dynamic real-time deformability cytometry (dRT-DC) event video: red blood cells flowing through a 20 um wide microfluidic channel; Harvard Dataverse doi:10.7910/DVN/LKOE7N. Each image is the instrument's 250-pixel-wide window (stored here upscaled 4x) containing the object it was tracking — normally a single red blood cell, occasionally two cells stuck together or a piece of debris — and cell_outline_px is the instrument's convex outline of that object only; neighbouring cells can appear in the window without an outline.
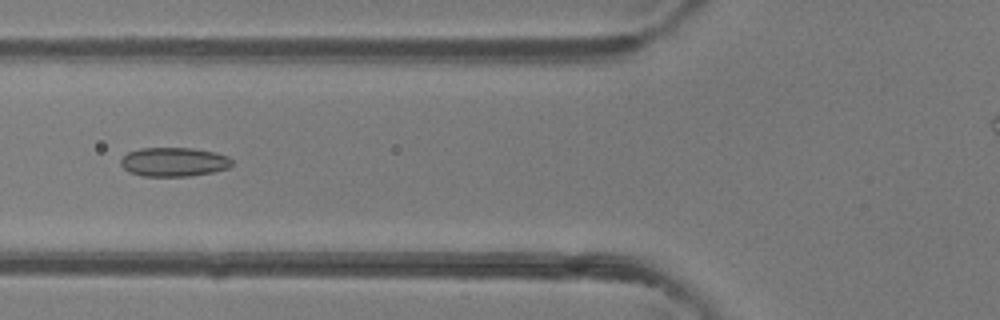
{"species": "common noctule bat (a hibernating species)", "species_latin": "Nyctalus noctula", "temperature_condition": "room temperature", "stored_images_in_passage": 43, "camera_frame_rate_fps": 3000, "um_per_image_px": 0.085, "animal": {"sex": "female"}, "frame": {"image": 1, "passage_image": 18, "time_ms": 5.667, "image_size_px": [1000, 320], "cell_outline_px": [[232, 164], [228, 168], [212, 172], [188, 176], [144, 176], [128, 172], [120, 164], [120, 160], [128, 152], [140, 148], [192, 148], [216, 152], [228, 156], [232, 160]], "centroid_in_image_um": [14.77, 13.76], "position_along_channel_um": 111.0, "area_um2": 18.84}}
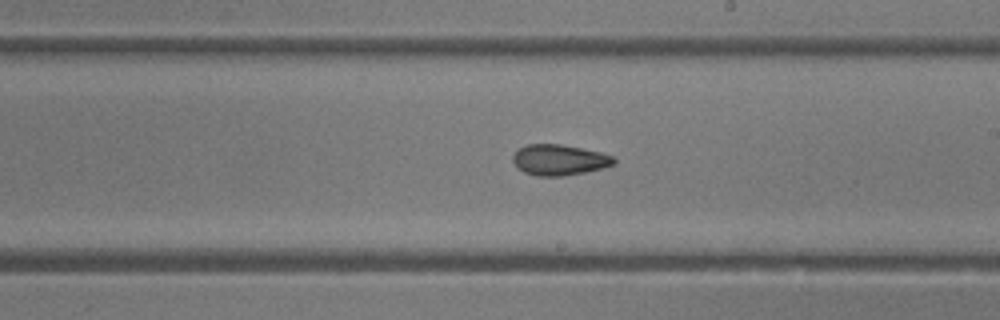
{"frame": {"image": 2, "passage_image": 27, "time_ms": 8.667, "image_size_px": [1000, 320], "cell_outline_px": [[616, 164], [604, 168], [564, 176], [536, 176], [524, 172], [512, 160], [512, 156], [520, 148], [528, 144], [560, 144], [600, 152], [612, 156], [616, 160]], "centroid_in_image_um": [47.56, 13.6], "position_along_channel_um": 241.4, "area_um2": 17.98}}
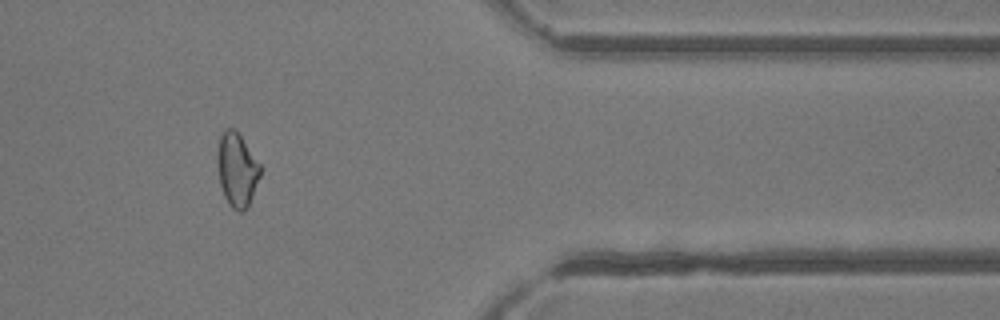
{"frame": {"image": 3, "passage_image": 39, "time_ms": 12.667, "image_size_px": [1000, 320], "cell_outline_px": [[260, 176], [248, 208], [244, 212], [240, 212], [232, 208], [228, 204], [224, 196], [220, 184], [216, 164], [216, 156], [220, 136], [224, 128], [232, 128], [240, 136], [260, 164]], "centroid_in_image_um": [20.12, 14.46], "position_along_channel_um": 391.3, "area_um2": 18.5}}